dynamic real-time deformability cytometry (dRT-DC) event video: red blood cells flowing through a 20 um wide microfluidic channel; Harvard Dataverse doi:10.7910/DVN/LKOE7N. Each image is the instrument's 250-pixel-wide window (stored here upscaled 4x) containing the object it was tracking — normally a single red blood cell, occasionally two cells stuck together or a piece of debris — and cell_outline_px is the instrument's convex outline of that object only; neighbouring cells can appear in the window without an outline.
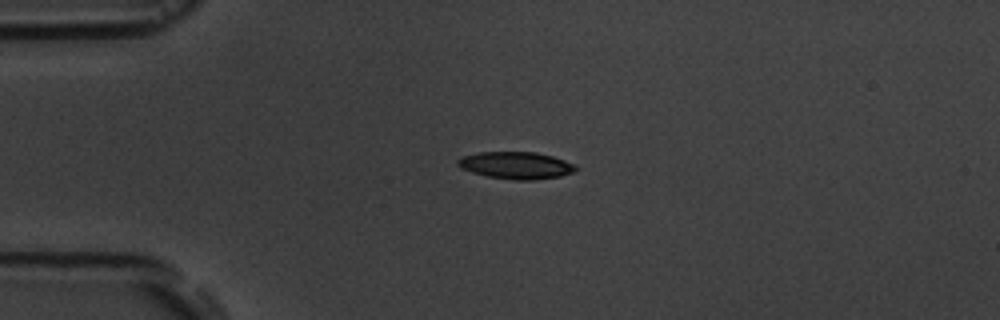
{"species": "common noctule bat (a hibernating species)", "species_latin": "Nyctalus noctula", "temperature_condition": "room temperature", "stored_images_in_passage": 4, "camera_frame_rate_fps": 3000, "um_per_image_px": 0.085, "animal": {"sex": "male", "body_mass_g": 19.5, "forearm_length_mm": 54.6}, "frame": {"image": 1, "passage_image": 3, "time_ms": 2.333, "image_size_px": [1000, 320], "cell_outline_px": [[576, 168], [572, 172], [560, 176], [532, 180], [512, 180], [488, 176], [472, 172], [460, 168], [456, 164], [456, 160], [460, 156], [480, 152], [536, 152], [552, 156], [576, 164]], "centroid_in_image_um": [43.82, 14.05], "position_along_channel_um": 41.2, "area_um2": 18.67}}